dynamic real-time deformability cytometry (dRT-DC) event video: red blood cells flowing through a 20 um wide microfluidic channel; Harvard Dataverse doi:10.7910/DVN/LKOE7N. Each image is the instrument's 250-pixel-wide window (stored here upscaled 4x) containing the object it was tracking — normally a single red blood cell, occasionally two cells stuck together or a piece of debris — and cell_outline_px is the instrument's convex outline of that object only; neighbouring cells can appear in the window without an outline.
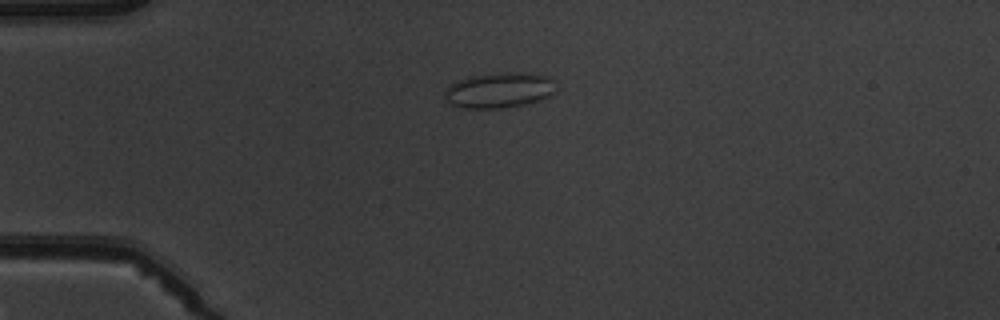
{"species": "common noctule bat (a hibernating species)", "species_latin": "Nyctalus noctula", "temperature_condition": "warm", "stored_images_in_passage": 3, "camera_frame_rate_fps": 3000, "um_per_image_px": 0.085, "animal": {"sex": "male", "body_mass_g": 19.5, "forearm_length_mm": 54.6}, "frame": {"image": 1, "passage_image": 2, "time_ms": 1.0, "image_size_px": [1000, 320], "cell_outline_px": [[556, 92], [548, 96], [524, 104], [500, 108], [460, 108], [448, 104], [444, 96], [444, 88], [468, 76], [492, 72], [532, 72], [548, 76], [556, 80]], "centroid_in_image_um": [42.43, 7.64], "position_along_channel_um": 42.6, "area_um2": 23.52}}